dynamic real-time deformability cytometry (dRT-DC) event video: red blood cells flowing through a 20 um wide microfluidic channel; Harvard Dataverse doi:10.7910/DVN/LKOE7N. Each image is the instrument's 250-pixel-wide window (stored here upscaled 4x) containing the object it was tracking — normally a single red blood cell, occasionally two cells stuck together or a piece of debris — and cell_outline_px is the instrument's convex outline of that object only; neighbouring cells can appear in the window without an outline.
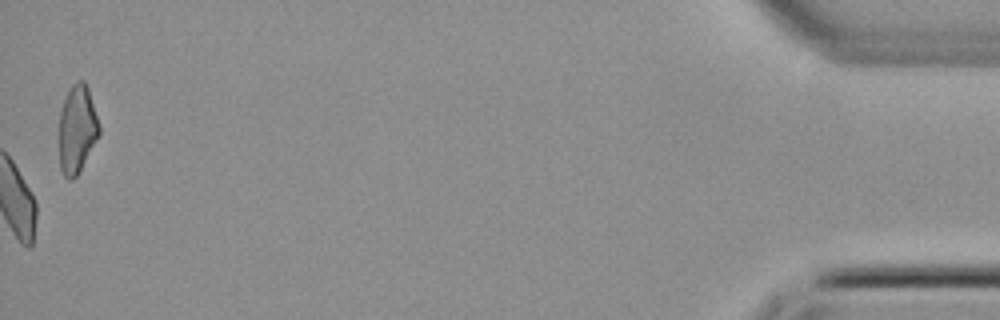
{"species": "common noctule bat (a hibernating species)", "species_latin": "Nyctalus noctula", "temperature_condition": "cold", "stored_images_in_passage": 49, "camera_frame_rate_fps": 3000, "um_per_image_px": 0.085, "animal": {"sex": "female", "body_mass_g": 22.7, "forearm_length_mm": 54.2}, "frame": {"image": 1, "passage_image": 49, "time_ms": 16.0, "image_size_px": [1000, 320], "cell_outline_px": [[100, 132], [96, 140], [76, 176], [72, 180], [68, 180], [64, 176], [60, 168], [56, 140], [56, 136], [60, 112], [68, 88], [76, 80], [84, 80], [88, 88], [100, 124]], "centroid_in_image_um": [6.49, 10.97], "position_along_channel_um": 428.7, "area_um2": 21.21}}